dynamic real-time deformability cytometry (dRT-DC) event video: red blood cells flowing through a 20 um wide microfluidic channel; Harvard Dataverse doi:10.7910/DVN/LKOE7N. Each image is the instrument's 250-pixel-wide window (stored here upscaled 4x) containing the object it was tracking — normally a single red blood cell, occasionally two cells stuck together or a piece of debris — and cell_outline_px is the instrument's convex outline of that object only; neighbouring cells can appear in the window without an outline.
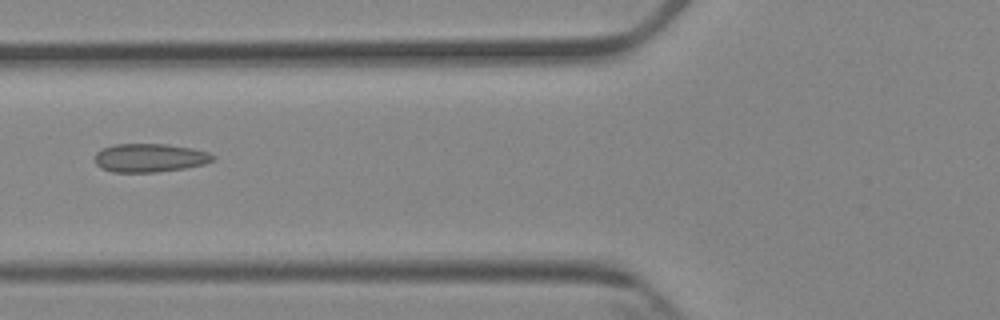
{"species": "Egyptian fruit bat (a non-hibernating species)", "species_latin": "Rousettus aegyptiacus", "temperature_condition": "cold", "stored_images_in_passage": 6, "camera_frame_rate_fps": 3000, "um_per_image_px": 0.085, "animal": {"sex": "female"}, "frame": {"image": 1, "passage_image": 6, "time_ms": 6.667, "image_size_px": [1000, 320], "cell_outline_px": [[216, 156], [212, 160], [204, 164], [184, 168], [156, 172], [112, 172], [100, 168], [96, 164], [96, 152], [104, 148], [116, 144], [168, 144], [192, 148], [208, 152]], "centroid_in_image_um": [12.73, 13.41], "position_along_channel_um": 113.1, "area_um2": 19.54}}